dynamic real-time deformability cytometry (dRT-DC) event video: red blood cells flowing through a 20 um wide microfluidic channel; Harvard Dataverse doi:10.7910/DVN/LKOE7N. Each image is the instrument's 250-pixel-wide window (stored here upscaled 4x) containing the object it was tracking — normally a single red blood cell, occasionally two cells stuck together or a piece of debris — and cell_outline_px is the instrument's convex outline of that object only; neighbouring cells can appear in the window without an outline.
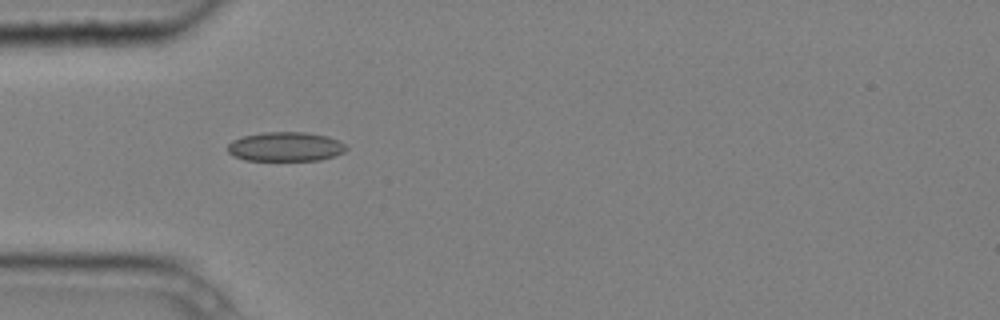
{"species": "common noctule bat (a hibernating species)", "species_latin": "Nyctalus noctula", "temperature_condition": "cold", "stored_images_in_passage": 3, "camera_frame_rate_fps": 3000, "um_per_image_px": 0.085, "animal": {"sex": "male", "body_mass_g": 20.4}, "frame": {"image": 1, "passage_image": 2, "time_ms": 0.333, "image_size_px": [1000, 320], "cell_outline_px": [[348, 148], [344, 152], [320, 160], [244, 160], [232, 156], [228, 152], [228, 144], [232, 140], [244, 136], [264, 132], [304, 132], [328, 136], [344, 144]], "centroid_in_image_um": [24.24, 12.47], "position_along_channel_um": 60.8, "area_um2": 20.17}}
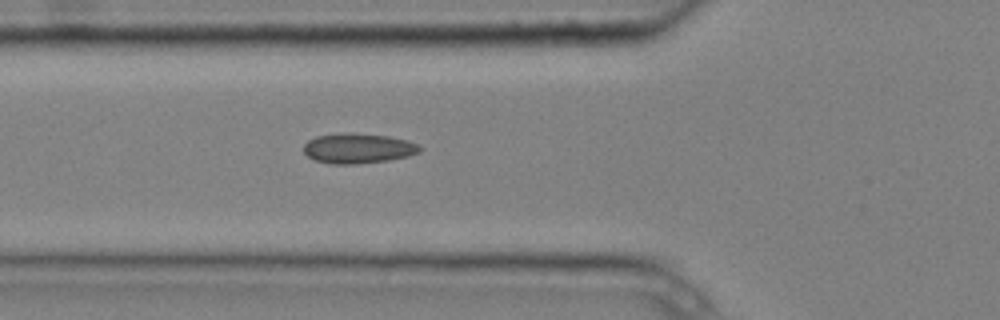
{"frame": {"image": 2, "passage_image": 3, "time_ms": 0.667, "image_size_px": [1000, 320], "cell_outline_px": [[424, 148], [420, 152], [408, 156], [388, 160], [356, 164], [328, 164], [316, 160], [308, 156], [304, 152], [304, 144], [308, 140], [316, 136], [340, 132], [352, 132], [388, 136], [408, 140], [420, 144]], "centroid_in_image_um": [30.46, 12.59], "position_along_channel_um": 95.3, "area_um2": 20.69}}